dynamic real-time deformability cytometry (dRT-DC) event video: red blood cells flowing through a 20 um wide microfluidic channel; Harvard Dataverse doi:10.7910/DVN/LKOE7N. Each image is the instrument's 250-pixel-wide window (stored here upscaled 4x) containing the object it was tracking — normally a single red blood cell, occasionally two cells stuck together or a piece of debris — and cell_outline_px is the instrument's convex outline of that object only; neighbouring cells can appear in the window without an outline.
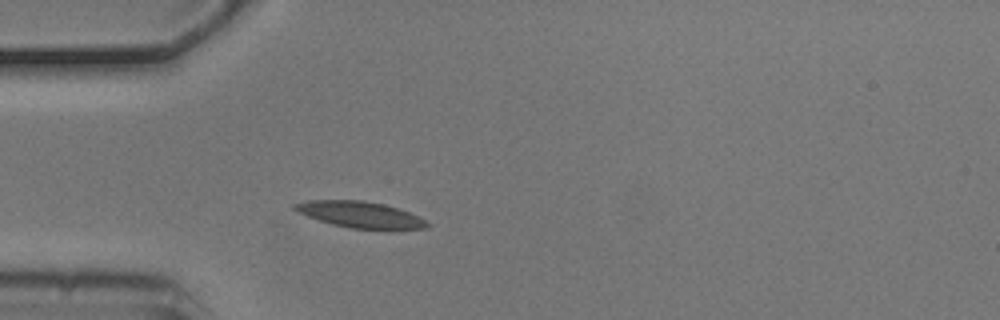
{"species": "common noctule bat (a hibernating species)", "species_latin": "Nyctalus noctula", "temperature_condition": "cold", "stored_images_in_passage": 3, "camera_frame_rate_fps": 3000, "um_per_image_px": 0.085, "animal": {"sex": "male", "body_mass_g": 20.5, "forearm_length_mm": 52.5}, "frame": {"image": 1, "passage_image": 3, "time_ms": 0.667, "image_size_px": [1000, 320], "cell_outline_px": [[432, 224], [428, 228], [388, 232], [348, 228], [332, 224], [296, 212], [292, 208], [292, 204], [308, 200], [364, 200], [384, 204], [408, 212]], "centroid_in_image_um": [30.68, 18.29], "position_along_channel_um": 54.3, "area_um2": 21.04}}